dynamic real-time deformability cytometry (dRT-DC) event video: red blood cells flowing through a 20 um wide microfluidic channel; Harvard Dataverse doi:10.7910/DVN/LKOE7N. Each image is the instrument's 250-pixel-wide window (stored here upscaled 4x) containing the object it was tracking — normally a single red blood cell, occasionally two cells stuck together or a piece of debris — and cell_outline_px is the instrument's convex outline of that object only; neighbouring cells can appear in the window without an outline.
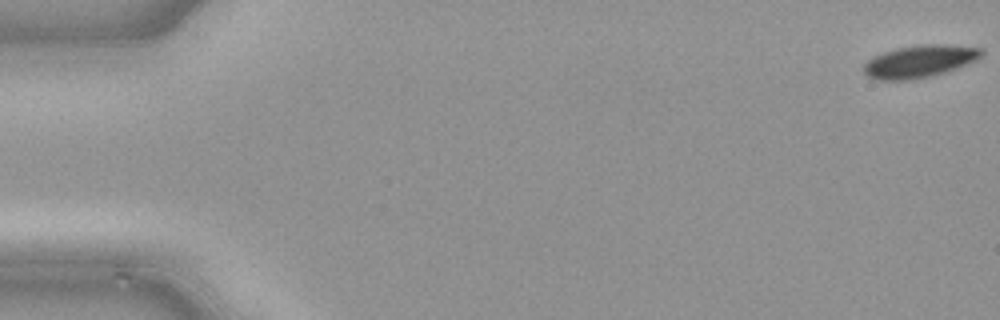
{"species": "common noctule bat (a hibernating species)", "species_latin": "Nyctalus noctula", "temperature_condition": "cold", "stored_images_in_passage": 48, "camera_frame_rate_fps": 3000, "um_per_image_px": 0.085, "animal": {"sex": "male", "body_mass_g": 21.5, "forearm_length_mm": 52.0}, "frame": {"image": 1, "passage_image": 1, "time_ms": 0.0, "image_size_px": [1000, 320], "cell_outline_px": [[984, 52], [976, 60], [956, 68], [932, 76], [912, 80], [876, 80], [868, 76], [864, 72], [864, 64], [872, 56], [896, 48], [924, 44], [932, 44], [984, 48]], "centroid_in_image_um": [78.13, 5.22], "position_along_channel_um": 6.9, "area_um2": 22.08}}
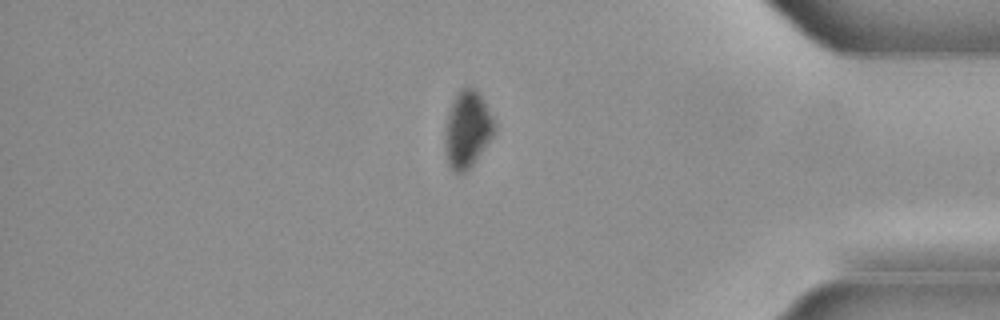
{"frame": {"image": 2, "passage_image": 41, "time_ms": 13.333, "image_size_px": [1000, 320], "cell_outline_px": [[496, 132], [472, 164], [464, 172], [456, 172], [448, 164], [444, 140], [448, 112], [452, 100], [464, 88], [476, 88], [496, 120]], "centroid_in_image_um": [39.75, 10.97], "position_along_channel_um": 395.4, "area_um2": 21.91}}
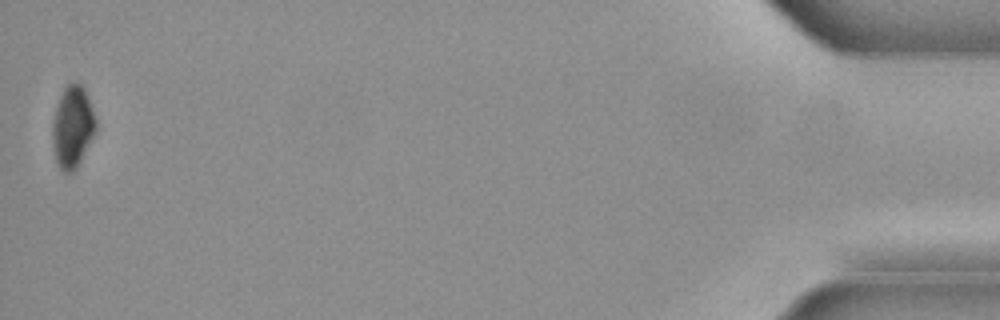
{"frame": {"image": 3, "passage_image": 48, "time_ms": 15.667, "image_size_px": [1000, 320], "cell_outline_px": [[96, 132], [76, 168], [72, 172], [64, 172], [60, 168], [56, 160], [52, 144], [52, 120], [60, 96], [64, 88], [72, 80], [80, 84], [84, 88], [96, 120]], "centroid_in_image_um": [6.16, 10.77], "position_along_channel_um": 429.0, "area_um2": 20.58}}